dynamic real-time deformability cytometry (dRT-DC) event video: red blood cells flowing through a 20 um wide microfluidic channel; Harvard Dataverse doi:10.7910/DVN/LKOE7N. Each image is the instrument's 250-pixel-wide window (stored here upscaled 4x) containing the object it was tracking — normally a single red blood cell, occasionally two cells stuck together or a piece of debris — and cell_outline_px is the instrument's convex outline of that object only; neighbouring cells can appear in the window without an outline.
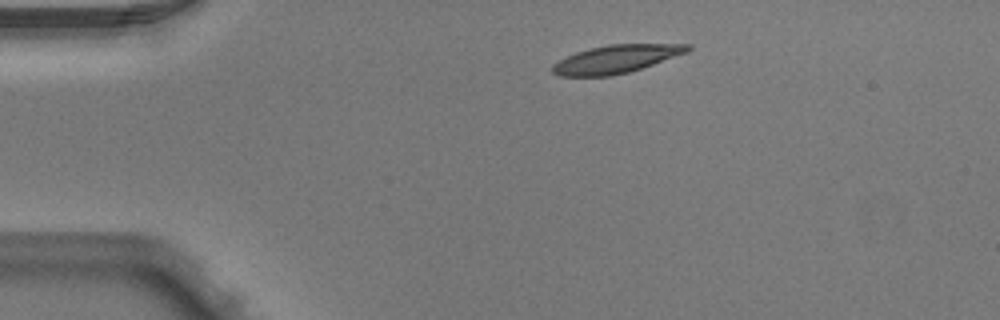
{"species": "Egyptian fruit bat (a non-hibernating species)", "species_latin": "Rousettus aegyptiacus", "temperature_condition": "warm", "stored_images_in_passage": 3, "camera_frame_rate_fps": 3000, "um_per_image_px": 0.085, "animal": {"sex": "male"}, "frame": {"image": 1, "passage_image": 1, "time_ms": 0.0, "image_size_px": [1000, 320], "cell_outline_px": [[692, 48], [688, 52], [628, 72], [612, 76], [560, 76], [552, 72], [552, 64], [576, 52], [608, 44], [692, 44]], "centroid_in_image_um": [52.37, 5.02], "position_along_channel_um": 32.6, "area_um2": 21.85}}
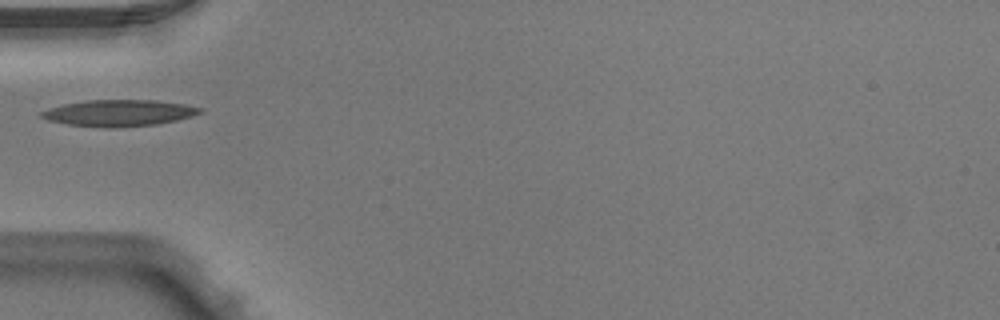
{"frame": {"image": 2, "passage_image": 2, "time_ms": 0.333, "image_size_px": [1000, 320], "cell_outline_px": [[204, 112], [192, 116], [176, 120], [156, 124], [116, 128], [108, 128], [68, 124], [48, 120], [40, 116], [40, 112], [48, 108], [64, 104], [88, 100], [156, 100], [184, 104], [204, 108]], "centroid_in_image_um": [10.14, 9.6], "position_along_channel_um": 74.9, "area_um2": 24.45}}
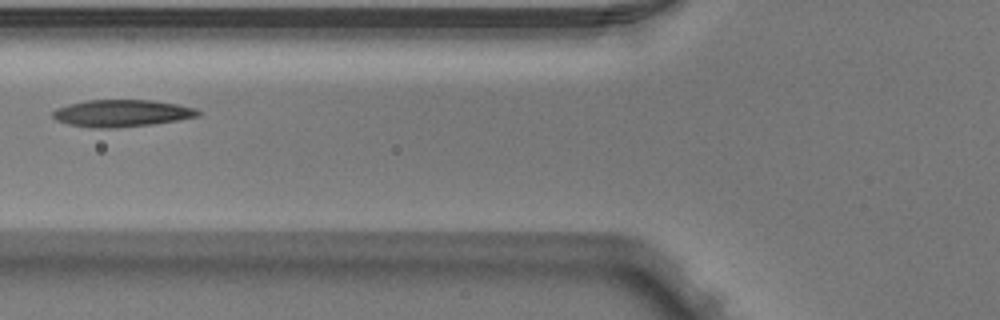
{"frame": {"image": 3, "passage_image": 3, "time_ms": 0.667, "image_size_px": [1000, 320], "cell_outline_px": [[200, 116], [152, 124], [116, 128], [92, 128], [68, 124], [56, 120], [52, 116], [52, 112], [56, 108], [68, 104], [88, 100], [152, 100], [176, 104], [196, 108], [200, 112]], "centroid_in_image_um": [10.32, 9.62], "position_along_channel_um": 115.5, "area_um2": 22.89}}